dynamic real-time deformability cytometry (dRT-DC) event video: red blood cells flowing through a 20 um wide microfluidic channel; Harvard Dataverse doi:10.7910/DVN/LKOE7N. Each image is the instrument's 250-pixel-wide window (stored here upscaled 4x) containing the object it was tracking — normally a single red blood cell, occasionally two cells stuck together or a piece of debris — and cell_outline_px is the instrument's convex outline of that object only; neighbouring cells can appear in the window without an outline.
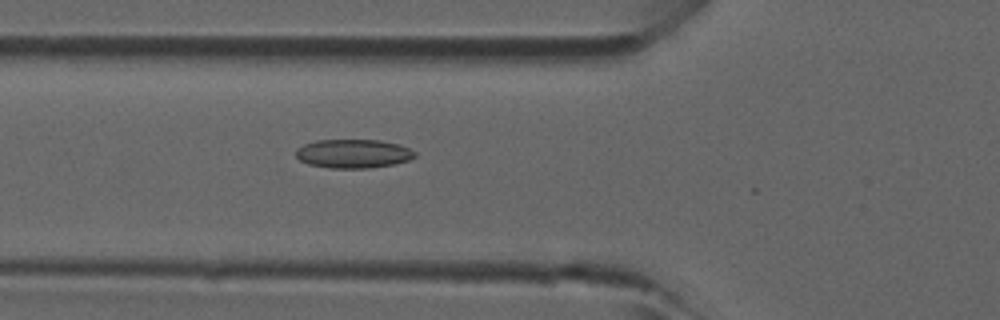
{"species": "common noctule bat (a hibernating species)", "species_latin": "Nyctalus noctula", "temperature_condition": "room temperature", "stored_images_in_passage": 21, "camera_frame_rate_fps": 3000, "um_per_image_px": 0.085, "animal": {"sex": "male", "forearm_length_mm": 52.5}, "frame": {"image": 1, "passage_image": 17, "time_ms": 5.333, "image_size_px": [1000, 320], "cell_outline_px": [[416, 156], [408, 160], [392, 164], [368, 168], [332, 168], [308, 164], [300, 160], [296, 156], [296, 148], [304, 144], [316, 140], [380, 140], [400, 144], [416, 152]], "centroid_in_image_um": [30.02, 13.05], "position_along_channel_um": 95.8, "area_um2": 19.94}}
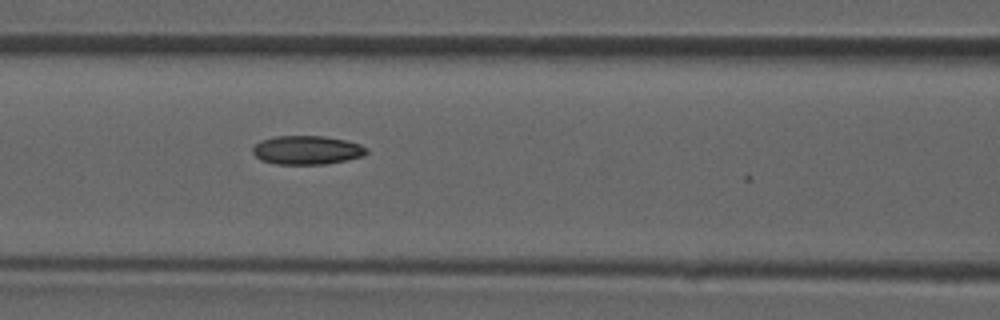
{"frame": {"image": 2, "passage_image": 20, "time_ms": 6.333, "image_size_px": [1000, 320], "cell_outline_px": [[368, 152], [364, 156], [324, 164], [276, 164], [260, 160], [252, 152], [252, 148], [260, 140], [276, 136], [324, 136], [344, 140], [360, 144], [368, 148]], "centroid_in_image_um": [26.08, 12.75], "position_along_channel_um": 140.5, "area_um2": 19.07}}